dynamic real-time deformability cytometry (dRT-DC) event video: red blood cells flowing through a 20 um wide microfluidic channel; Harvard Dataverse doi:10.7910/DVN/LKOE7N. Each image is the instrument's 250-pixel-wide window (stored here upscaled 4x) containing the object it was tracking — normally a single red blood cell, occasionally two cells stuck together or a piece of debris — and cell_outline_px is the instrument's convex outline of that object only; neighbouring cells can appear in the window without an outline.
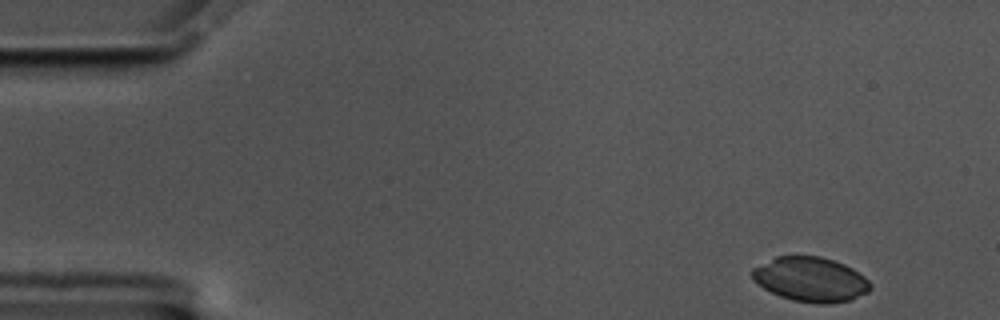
{"species": "common noctule bat (a hibernating species)", "species_latin": "Nyctalus noctula", "temperature_condition": "cold", "stored_images_in_passage": 55, "camera_frame_rate_fps": 3000, "um_per_image_px": 0.085, "animal": {"sex": "male", "body_mass_g": 17.5, "forearm_length_mm": 52.3}, "frame": {"image": 1, "passage_image": 1, "time_ms": 0.0, "image_size_px": [1000, 320], "cell_outline_px": [[872, 288], [868, 292], [848, 300], [832, 304], [820, 304], [792, 300], [780, 296], [764, 288], [752, 280], [752, 268], [776, 256], [820, 256], [844, 264], [852, 268], [864, 276], [872, 284]], "centroid_in_image_um": [68.9, 23.75], "position_along_channel_um": 16.1, "area_um2": 30.69}}
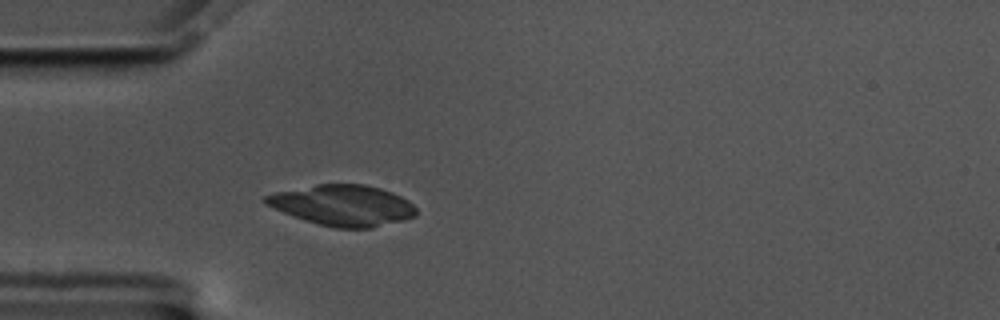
{"frame": {"image": 2, "passage_image": 13, "time_ms": 4.0, "image_size_px": [1000, 320], "cell_outline_px": [[416, 216], [404, 220], [372, 228], [336, 228], [320, 224], [284, 212], [264, 204], [264, 196], [276, 192], [316, 184], [364, 184], [380, 188], [392, 192], [408, 200], [416, 208]], "centroid_in_image_um": [29.17, 17.45], "position_along_channel_um": 55.8, "area_um2": 35.49}}